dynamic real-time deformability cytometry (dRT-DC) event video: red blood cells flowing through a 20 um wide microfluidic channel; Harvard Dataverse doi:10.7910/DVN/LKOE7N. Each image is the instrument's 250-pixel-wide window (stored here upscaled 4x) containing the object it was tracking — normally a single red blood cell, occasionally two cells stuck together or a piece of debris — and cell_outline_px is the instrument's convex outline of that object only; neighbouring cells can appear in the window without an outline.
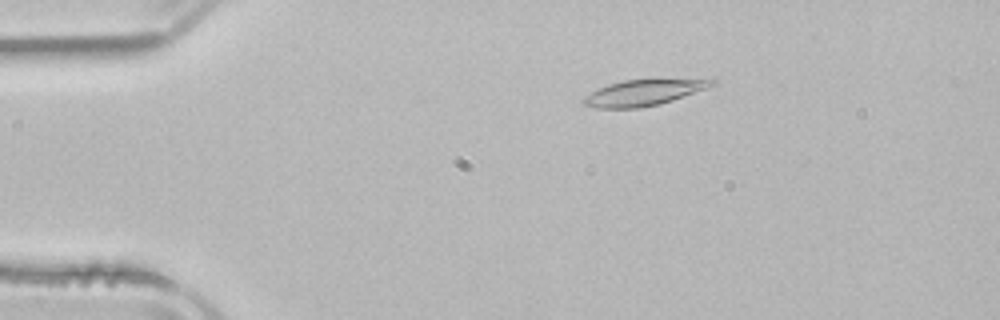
{"species": "common noctule bat (a hibernating species)", "species_latin": "Nyctalus noctula", "temperature_condition": "room temperature", "stored_images_in_passage": 2, "camera_frame_rate_fps": 3000, "um_per_image_px": 0.085, "animal": {"sex": "male", "body_mass_g": 21.5, "forearm_length_mm": 52.0}, "frame": {"image": 1, "passage_image": 1, "time_ms": 0.0, "image_size_px": [1000, 320], "cell_outline_px": [[716, 84], [672, 100], [660, 104], [640, 108], [596, 108], [584, 104], [580, 100], [584, 96], [608, 84], [624, 80], [652, 76], [712, 76], [716, 80]], "centroid_in_image_um": [54.9, 7.77], "position_along_channel_um": 30.1, "area_um2": 20.98}}